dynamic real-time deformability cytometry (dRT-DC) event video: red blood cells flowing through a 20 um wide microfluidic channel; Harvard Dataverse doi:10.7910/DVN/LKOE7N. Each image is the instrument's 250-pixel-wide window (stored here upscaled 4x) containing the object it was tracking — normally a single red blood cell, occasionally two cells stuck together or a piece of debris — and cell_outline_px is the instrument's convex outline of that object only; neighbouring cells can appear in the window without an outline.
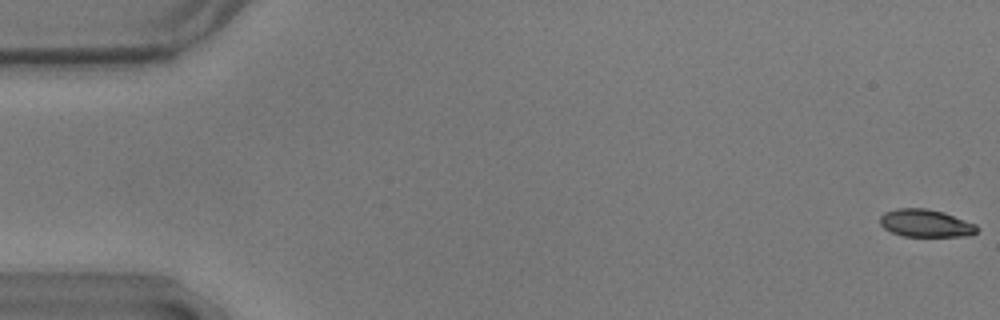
{"species": "common noctule bat (a hibernating species)", "species_latin": "Nyctalus noctula", "temperature_condition": "warm", "stored_images_in_passage": 56, "camera_frame_rate_fps": 3000, "um_per_image_px": 0.085, "animal": {"sex": "male", "body_mass_g": 17.9}, "frame": {"image": 1, "passage_image": 1, "time_ms": 0.0, "image_size_px": [1000, 320], "cell_outline_px": [[980, 228], [976, 232], [968, 236], [904, 236], [892, 232], [884, 228], [880, 224], [880, 216], [884, 212], [896, 208], [928, 208], [944, 212], [976, 224]], "centroid_in_image_um": [78.69, 18.96], "position_along_channel_um": 6.3, "area_um2": 15.72}}
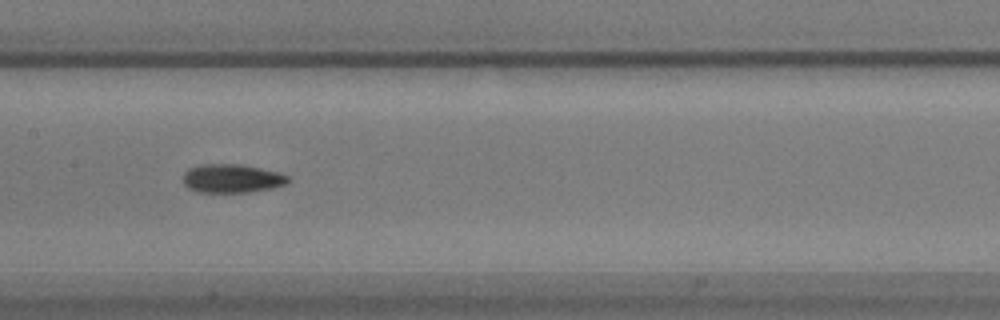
{"frame": {"image": 2, "passage_image": 28, "time_ms": 9.0, "image_size_px": [1000, 320], "cell_outline_px": [[292, 180], [288, 184], [272, 188], [248, 192], [196, 192], [188, 188], [184, 184], [184, 172], [188, 168], [200, 164], [240, 164], [280, 172], [288, 176]], "centroid_in_image_um": [19.74, 15.16], "position_along_channel_um": 187.7, "area_um2": 17.74}}
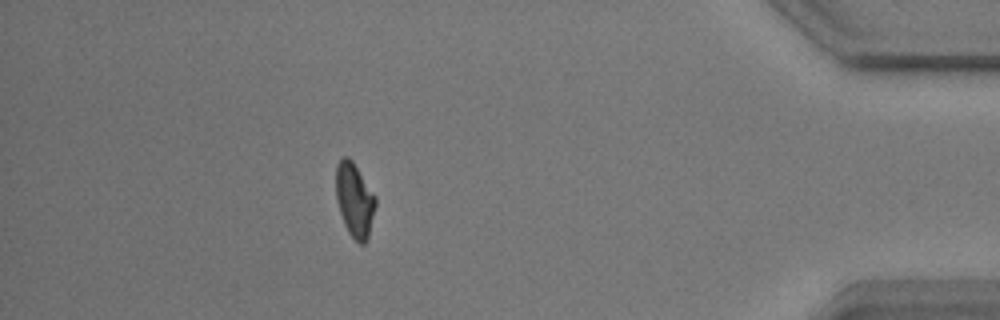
{"frame": {"image": 3, "passage_image": 50, "time_ms": 16.333, "image_size_px": [1000, 320], "cell_outline_px": [[376, 204], [368, 236], [364, 244], [360, 244], [348, 232], [344, 224], [336, 200], [336, 164], [344, 156], [348, 156], [352, 160], [376, 196]], "centroid_in_image_um": [30.13, 16.97], "position_along_channel_um": 405.1, "area_um2": 16.99}, "authors_computed_cell_mechanics": {"area_um2": 17.1377, "velocity_mm_per_s": 3.6226, "shape_relaxation_time_tau1_ms": 3.2189, "shape_relaxation_time_tau2_ms": 4.3755, "deformation_change_tau1": 0.1382, "deformation_change_tau2": 0.0922}}